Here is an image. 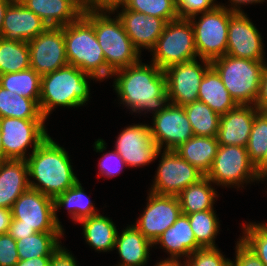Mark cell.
<instances>
[{"label":"cell","mask_w":267,"mask_h":266,"mask_svg":"<svg viewBox=\"0 0 267 266\" xmlns=\"http://www.w3.org/2000/svg\"><path fill=\"white\" fill-rule=\"evenodd\" d=\"M153 243L133 224L118 232L114 250L118 251L120 262L114 266H147Z\"/></svg>","instance_id":"23"},{"label":"cell","mask_w":267,"mask_h":266,"mask_svg":"<svg viewBox=\"0 0 267 266\" xmlns=\"http://www.w3.org/2000/svg\"><path fill=\"white\" fill-rule=\"evenodd\" d=\"M65 232H36L17 240L19 260H27L41 256H52L62 245ZM63 236V237H62Z\"/></svg>","instance_id":"31"},{"label":"cell","mask_w":267,"mask_h":266,"mask_svg":"<svg viewBox=\"0 0 267 266\" xmlns=\"http://www.w3.org/2000/svg\"><path fill=\"white\" fill-rule=\"evenodd\" d=\"M218 3L217 0H177L178 16L179 18H190L212 10Z\"/></svg>","instance_id":"42"},{"label":"cell","mask_w":267,"mask_h":266,"mask_svg":"<svg viewBox=\"0 0 267 266\" xmlns=\"http://www.w3.org/2000/svg\"><path fill=\"white\" fill-rule=\"evenodd\" d=\"M79 223L82 225L83 238L90 248L100 253L114 250L118 230L112 219L98 213Z\"/></svg>","instance_id":"26"},{"label":"cell","mask_w":267,"mask_h":266,"mask_svg":"<svg viewBox=\"0 0 267 266\" xmlns=\"http://www.w3.org/2000/svg\"><path fill=\"white\" fill-rule=\"evenodd\" d=\"M48 27H63L76 21L83 12L71 0H20Z\"/></svg>","instance_id":"25"},{"label":"cell","mask_w":267,"mask_h":266,"mask_svg":"<svg viewBox=\"0 0 267 266\" xmlns=\"http://www.w3.org/2000/svg\"><path fill=\"white\" fill-rule=\"evenodd\" d=\"M111 10L117 12L126 34L140 54L143 49L149 52L154 48L167 23L162 18L126 9L121 3L112 6Z\"/></svg>","instance_id":"19"},{"label":"cell","mask_w":267,"mask_h":266,"mask_svg":"<svg viewBox=\"0 0 267 266\" xmlns=\"http://www.w3.org/2000/svg\"><path fill=\"white\" fill-rule=\"evenodd\" d=\"M114 150L123 158L128 168H140L157 160L160 151L152 139L149 124L124 127L116 137Z\"/></svg>","instance_id":"15"},{"label":"cell","mask_w":267,"mask_h":266,"mask_svg":"<svg viewBox=\"0 0 267 266\" xmlns=\"http://www.w3.org/2000/svg\"><path fill=\"white\" fill-rule=\"evenodd\" d=\"M231 261L217 246L199 248L185 259V264L186 266H231Z\"/></svg>","instance_id":"40"},{"label":"cell","mask_w":267,"mask_h":266,"mask_svg":"<svg viewBox=\"0 0 267 266\" xmlns=\"http://www.w3.org/2000/svg\"><path fill=\"white\" fill-rule=\"evenodd\" d=\"M215 211L207 210L187 215L197 244L201 248L217 247L215 238L220 232L221 224Z\"/></svg>","instance_id":"36"},{"label":"cell","mask_w":267,"mask_h":266,"mask_svg":"<svg viewBox=\"0 0 267 266\" xmlns=\"http://www.w3.org/2000/svg\"><path fill=\"white\" fill-rule=\"evenodd\" d=\"M12 1L13 0H0V37L5 11Z\"/></svg>","instance_id":"54"},{"label":"cell","mask_w":267,"mask_h":266,"mask_svg":"<svg viewBox=\"0 0 267 266\" xmlns=\"http://www.w3.org/2000/svg\"><path fill=\"white\" fill-rule=\"evenodd\" d=\"M76 257L69 252L64 246L61 247L52 255L49 266H79Z\"/></svg>","instance_id":"45"},{"label":"cell","mask_w":267,"mask_h":266,"mask_svg":"<svg viewBox=\"0 0 267 266\" xmlns=\"http://www.w3.org/2000/svg\"><path fill=\"white\" fill-rule=\"evenodd\" d=\"M123 0H101L98 5L106 8H111L116 4H120Z\"/></svg>","instance_id":"55"},{"label":"cell","mask_w":267,"mask_h":266,"mask_svg":"<svg viewBox=\"0 0 267 266\" xmlns=\"http://www.w3.org/2000/svg\"><path fill=\"white\" fill-rule=\"evenodd\" d=\"M259 111L254 105H240L221 115L217 134L219 145L246 147L255 115Z\"/></svg>","instance_id":"21"},{"label":"cell","mask_w":267,"mask_h":266,"mask_svg":"<svg viewBox=\"0 0 267 266\" xmlns=\"http://www.w3.org/2000/svg\"><path fill=\"white\" fill-rule=\"evenodd\" d=\"M265 61L224 55L211 61L224 86L237 104L254 105Z\"/></svg>","instance_id":"6"},{"label":"cell","mask_w":267,"mask_h":266,"mask_svg":"<svg viewBox=\"0 0 267 266\" xmlns=\"http://www.w3.org/2000/svg\"><path fill=\"white\" fill-rule=\"evenodd\" d=\"M233 14L218 4L212 10L188 18L194 30L199 59L212 61L226 55L229 21Z\"/></svg>","instance_id":"8"},{"label":"cell","mask_w":267,"mask_h":266,"mask_svg":"<svg viewBox=\"0 0 267 266\" xmlns=\"http://www.w3.org/2000/svg\"><path fill=\"white\" fill-rule=\"evenodd\" d=\"M30 67L40 76L68 65L63 27H48L28 42Z\"/></svg>","instance_id":"16"},{"label":"cell","mask_w":267,"mask_h":266,"mask_svg":"<svg viewBox=\"0 0 267 266\" xmlns=\"http://www.w3.org/2000/svg\"><path fill=\"white\" fill-rule=\"evenodd\" d=\"M121 4L126 9L162 18L166 22L179 18L177 0H123Z\"/></svg>","instance_id":"37"},{"label":"cell","mask_w":267,"mask_h":266,"mask_svg":"<svg viewBox=\"0 0 267 266\" xmlns=\"http://www.w3.org/2000/svg\"><path fill=\"white\" fill-rule=\"evenodd\" d=\"M30 188L26 160L0 163V207L11 209L16 199Z\"/></svg>","instance_id":"24"},{"label":"cell","mask_w":267,"mask_h":266,"mask_svg":"<svg viewBox=\"0 0 267 266\" xmlns=\"http://www.w3.org/2000/svg\"><path fill=\"white\" fill-rule=\"evenodd\" d=\"M97 4L101 1V0H94Z\"/></svg>","instance_id":"57"},{"label":"cell","mask_w":267,"mask_h":266,"mask_svg":"<svg viewBox=\"0 0 267 266\" xmlns=\"http://www.w3.org/2000/svg\"><path fill=\"white\" fill-rule=\"evenodd\" d=\"M154 266H186L185 260L183 263L181 262V259H171V258H166L162 259L160 262L155 263Z\"/></svg>","instance_id":"53"},{"label":"cell","mask_w":267,"mask_h":266,"mask_svg":"<svg viewBox=\"0 0 267 266\" xmlns=\"http://www.w3.org/2000/svg\"><path fill=\"white\" fill-rule=\"evenodd\" d=\"M219 146L217 137L194 135L186 142L180 144L174 151L206 175L211 168Z\"/></svg>","instance_id":"27"},{"label":"cell","mask_w":267,"mask_h":266,"mask_svg":"<svg viewBox=\"0 0 267 266\" xmlns=\"http://www.w3.org/2000/svg\"><path fill=\"white\" fill-rule=\"evenodd\" d=\"M5 160H8V159L5 157L4 150H3L2 132H1V125H0V163L5 161Z\"/></svg>","instance_id":"56"},{"label":"cell","mask_w":267,"mask_h":266,"mask_svg":"<svg viewBox=\"0 0 267 266\" xmlns=\"http://www.w3.org/2000/svg\"><path fill=\"white\" fill-rule=\"evenodd\" d=\"M156 245H160L159 248L168 253L167 258L182 260L201 248L197 244L188 216L184 214H181L176 222L156 239L153 246L157 248Z\"/></svg>","instance_id":"22"},{"label":"cell","mask_w":267,"mask_h":266,"mask_svg":"<svg viewBox=\"0 0 267 266\" xmlns=\"http://www.w3.org/2000/svg\"><path fill=\"white\" fill-rule=\"evenodd\" d=\"M254 106L259 112L267 113V61H265L263 66L259 93Z\"/></svg>","instance_id":"46"},{"label":"cell","mask_w":267,"mask_h":266,"mask_svg":"<svg viewBox=\"0 0 267 266\" xmlns=\"http://www.w3.org/2000/svg\"><path fill=\"white\" fill-rule=\"evenodd\" d=\"M91 80L98 81L70 64L41 76L39 108L43 117L47 120L59 106L69 109L87 104Z\"/></svg>","instance_id":"3"},{"label":"cell","mask_w":267,"mask_h":266,"mask_svg":"<svg viewBox=\"0 0 267 266\" xmlns=\"http://www.w3.org/2000/svg\"><path fill=\"white\" fill-rule=\"evenodd\" d=\"M227 55L266 61L263 38L247 13H234L228 27Z\"/></svg>","instance_id":"18"},{"label":"cell","mask_w":267,"mask_h":266,"mask_svg":"<svg viewBox=\"0 0 267 266\" xmlns=\"http://www.w3.org/2000/svg\"><path fill=\"white\" fill-rule=\"evenodd\" d=\"M214 185L237 190L253 182L259 183L255 165L250 161L246 147L220 145L205 175ZM245 185V186H243Z\"/></svg>","instance_id":"9"},{"label":"cell","mask_w":267,"mask_h":266,"mask_svg":"<svg viewBox=\"0 0 267 266\" xmlns=\"http://www.w3.org/2000/svg\"><path fill=\"white\" fill-rule=\"evenodd\" d=\"M84 191L85 189L78 180L71 188L54 199L55 221L62 229L63 225H61L57 215L59 208L62 209L65 207L67 209L68 215L74 221V224L99 213L95 207V203L92 202Z\"/></svg>","instance_id":"29"},{"label":"cell","mask_w":267,"mask_h":266,"mask_svg":"<svg viewBox=\"0 0 267 266\" xmlns=\"http://www.w3.org/2000/svg\"><path fill=\"white\" fill-rule=\"evenodd\" d=\"M83 13L98 5L94 0H71Z\"/></svg>","instance_id":"52"},{"label":"cell","mask_w":267,"mask_h":266,"mask_svg":"<svg viewBox=\"0 0 267 266\" xmlns=\"http://www.w3.org/2000/svg\"><path fill=\"white\" fill-rule=\"evenodd\" d=\"M150 54V62L163 71L172 65L199 59L190 20L178 18L167 22Z\"/></svg>","instance_id":"7"},{"label":"cell","mask_w":267,"mask_h":266,"mask_svg":"<svg viewBox=\"0 0 267 266\" xmlns=\"http://www.w3.org/2000/svg\"><path fill=\"white\" fill-rule=\"evenodd\" d=\"M52 256H41L27 260H19L16 266H49Z\"/></svg>","instance_id":"50"},{"label":"cell","mask_w":267,"mask_h":266,"mask_svg":"<svg viewBox=\"0 0 267 266\" xmlns=\"http://www.w3.org/2000/svg\"><path fill=\"white\" fill-rule=\"evenodd\" d=\"M255 169L260 181L267 180V151L263 159L255 166Z\"/></svg>","instance_id":"51"},{"label":"cell","mask_w":267,"mask_h":266,"mask_svg":"<svg viewBox=\"0 0 267 266\" xmlns=\"http://www.w3.org/2000/svg\"><path fill=\"white\" fill-rule=\"evenodd\" d=\"M19 262L16 240L9 235H0V266H16Z\"/></svg>","instance_id":"43"},{"label":"cell","mask_w":267,"mask_h":266,"mask_svg":"<svg viewBox=\"0 0 267 266\" xmlns=\"http://www.w3.org/2000/svg\"><path fill=\"white\" fill-rule=\"evenodd\" d=\"M68 64L93 75L98 82L112 77L93 24L82 14L76 21L63 26Z\"/></svg>","instance_id":"5"},{"label":"cell","mask_w":267,"mask_h":266,"mask_svg":"<svg viewBox=\"0 0 267 266\" xmlns=\"http://www.w3.org/2000/svg\"><path fill=\"white\" fill-rule=\"evenodd\" d=\"M45 122L46 119L0 118L5 157L12 160H26L49 136Z\"/></svg>","instance_id":"10"},{"label":"cell","mask_w":267,"mask_h":266,"mask_svg":"<svg viewBox=\"0 0 267 266\" xmlns=\"http://www.w3.org/2000/svg\"><path fill=\"white\" fill-rule=\"evenodd\" d=\"M198 101L207 104L220 116L238 105L229 94L218 73L212 67L206 71L201 80Z\"/></svg>","instance_id":"28"},{"label":"cell","mask_w":267,"mask_h":266,"mask_svg":"<svg viewBox=\"0 0 267 266\" xmlns=\"http://www.w3.org/2000/svg\"><path fill=\"white\" fill-rule=\"evenodd\" d=\"M246 149L250 161L256 166L267 151V113L255 115Z\"/></svg>","instance_id":"38"},{"label":"cell","mask_w":267,"mask_h":266,"mask_svg":"<svg viewBox=\"0 0 267 266\" xmlns=\"http://www.w3.org/2000/svg\"><path fill=\"white\" fill-rule=\"evenodd\" d=\"M30 68L28 42L7 41L0 37V75Z\"/></svg>","instance_id":"35"},{"label":"cell","mask_w":267,"mask_h":266,"mask_svg":"<svg viewBox=\"0 0 267 266\" xmlns=\"http://www.w3.org/2000/svg\"><path fill=\"white\" fill-rule=\"evenodd\" d=\"M210 67L211 61L196 59L165 69L167 96L170 103L184 106L198 101L201 80Z\"/></svg>","instance_id":"13"},{"label":"cell","mask_w":267,"mask_h":266,"mask_svg":"<svg viewBox=\"0 0 267 266\" xmlns=\"http://www.w3.org/2000/svg\"><path fill=\"white\" fill-rule=\"evenodd\" d=\"M7 233L17 241L35 234L36 231L33 228L26 227L25 225H19V220L12 219Z\"/></svg>","instance_id":"47"},{"label":"cell","mask_w":267,"mask_h":266,"mask_svg":"<svg viewBox=\"0 0 267 266\" xmlns=\"http://www.w3.org/2000/svg\"><path fill=\"white\" fill-rule=\"evenodd\" d=\"M229 4L224 6L223 3H218L222 7H225L226 9L230 10L231 12L234 13H244V10L242 9V6H246L249 4H263V2H267L265 0H228ZM231 3V4H230ZM242 5V6H241ZM231 6V7H230Z\"/></svg>","instance_id":"48"},{"label":"cell","mask_w":267,"mask_h":266,"mask_svg":"<svg viewBox=\"0 0 267 266\" xmlns=\"http://www.w3.org/2000/svg\"><path fill=\"white\" fill-rule=\"evenodd\" d=\"M143 63L142 59L131 66L112 73L113 90L119 103L130 113L148 112L155 115L170 103L167 96L166 77L157 65Z\"/></svg>","instance_id":"1"},{"label":"cell","mask_w":267,"mask_h":266,"mask_svg":"<svg viewBox=\"0 0 267 266\" xmlns=\"http://www.w3.org/2000/svg\"><path fill=\"white\" fill-rule=\"evenodd\" d=\"M45 119L39 100H32L0 86V118Z\"/></svg>","instance_id":"32"},{"label":"cell","mask_w":267,"mask_h":266,"mask_svg":"<svg viewBox=\"0 0 267 266\" xmlns=\"http://www.w3.org/2000/svg\"><path fill=\"white\" fill-rule=\"evenodd\" d=\"M183 107L194 135L217 137L220 125V115L201 101L188 103Z\"/></svg>","instance_id":"33"},{"label":"cell","mask_w":267,"mask_h":266,"mask_svg":"<svg viewBox=\"0 0 267 266\" xmlns=\"http://www.w3.org/2000/svg\"><path fill=\"white\" fill-rule=\"evenodd\" d=\"M212 184L204 176L198 182L182 190L178 195L182 214L189 215L200 211L214 210V204L219 194H217L215 185Z\"/></svg>","instance_id":"30"},{"label":"cell","mask_w":267,"mask_h":266,"mask_svg":"<svg viewBox=\"0 0 267 266\" xmlns=\"http://www.w3.org/2000/svg\"><path fill=\"white\" fill-rule=\"evenodd\" d=\"M48 25L20 0H13L5 11L1 37L7 41L29 42Z\"/></svg>","instance_id":"20"},{"label":"cell","mask_w":267,"mask_h":266,"mask_svg":"<svg viewBox=\"0 0 267 266\" xmlns=\"http://www.w3.org/2000/svg\"><path fill=\"white\" fill-rule=\"evenodd\" d=\"M150 132L160 150H175L194 136L183 106L169 103L160 113L153 115Z\"/></svg>","instance_id":"17"},{"label":"cell","mask_w":267,"mask_h":266,"mask_svg":"<svg viewBox=\"0 0 267 266\" xmlns=\"http://www.w3.org/2000/svg\"><path fill=\"white\" fill-rule=\"evenodd\" d=\"M111 8L96 5L83 15L93 24L94 32L100 44L107 67L116 71L138 63L140 52L134 47L126 34L123 24Z\"/></svg>","instance_id":"4"},{"label":"cell","mask_w":267,"mask_h":266,"mask_svg":"<svg viewBox=\"0 0 267 266\" xmlns=\"http://www.w3.org/2000/svg\"><path fill=\"white\" fill-rule=\"evenodd\" d=\"M127 165L123 158L118 154L117 151L111 150L109 152L103 153L98 161V177L113 178L122 173Z\"/></svg>","instance_id":"41"},{"label":"cell","mask_w":267,"mask_h":266,"mask_svg":"<svg viewBox=\"0 0 267 266\" xmlns=\"http://www.w3.org/2000/svg\"><path fill=\"white\" fill-rule=\"evenodd\" d=\"M71 160L49 135L26 159L30 188L53 199L64 193L79 180Z\"/></svg>","instance_id":"2"},{"label":"cell","mask_w":267,"mask_h":266,"mask_svg":"<svg viewBox=\"0 0 267 266\" xmlns=\"http://www.w3.org/2000/svg\"><path fill=\"white\" fill-rule=\"evenodd\" d=\"M235 244V257L234 261H231V266H265L259 257L239 238Z\"/></svg>","instance_id":"44"},{"label":"cell","mask_w":267,"mask_h":266,"mask_svg":"<svg viewBox=\"0 0 267 266\" xmlns=\"http://www.w3.org/2000/svg\"><path fill=\"white\" fill-rule=\"evenodd\" d=\"M157 156H161V160L149 189L152 193L178 196L182 190L205 176L174 150H160Z\"/></svg>","instance_id":"11"},{"label":"cell","mask_w":267,"mask_h":266,"mask_svg":"<svg viewBox=\"0 0 267 266\" xmlns=\"http://www.w3.org/2000/svg\"><path fill=\"white\" fill-rule=\"evenodd\" d=\"M147 204L133 225L152 243L182 214L178 196L147 192ZM144 211V212H143Z\"/></svg>","instance_id":"14"},{"label":"cell","mask_w":267,"mask_h":266,"mask_svg":"<svg viewBox=\"0 0 267 266\" xmlns=\"http://www.w3.org/2000/svg\"><path fill=\"white\" fill-rule=\"evenodd\" d=\"M0 86L32 100L40 99L41 76L31 67L0 75Z\"/></svg>","instance_id":"34"},{"label":"cell","mask_w":267,"mask_h":266,"mask_svg":"<svg viewBox=\"0 0 267 266\" xmlns=\"http://www.w3.org/2000/svg\"><path fill=\"white\" fill-rule=\"evenodd\" d=\"M241 226L243 234L239 239L267 266V223L245 221Z\"/></svg>","instance_id":"39"},{"label":"cell","mask_w":267,"mask_h":266,"mask_svg":"<svg viewBox=\"0 0 267 266\" xmlns=\"http://www.w3.org/2000/svg\"><path fill=\"white\" fill-rule=\"evenodd\" d=\"M12 212L11 209L0 207V235L6 234L11 225Z\"/></svg>","instance_id":"49"},{"label":"cell","mask_w":267,"mask_h":266,"mask_svg":"<svg viewBox=\"0 0 267 266\" xmlns=\"http://www.w3.org/2000/svg\"><path fill=\"white\" fill-rule=\"evenodd\" d=\"M12 219L19 225L33 228L36 232H65L55 221L54 199L29 188L22 193L11 208Z\"/></svg>","instance_id":"12"}]
</instances>
